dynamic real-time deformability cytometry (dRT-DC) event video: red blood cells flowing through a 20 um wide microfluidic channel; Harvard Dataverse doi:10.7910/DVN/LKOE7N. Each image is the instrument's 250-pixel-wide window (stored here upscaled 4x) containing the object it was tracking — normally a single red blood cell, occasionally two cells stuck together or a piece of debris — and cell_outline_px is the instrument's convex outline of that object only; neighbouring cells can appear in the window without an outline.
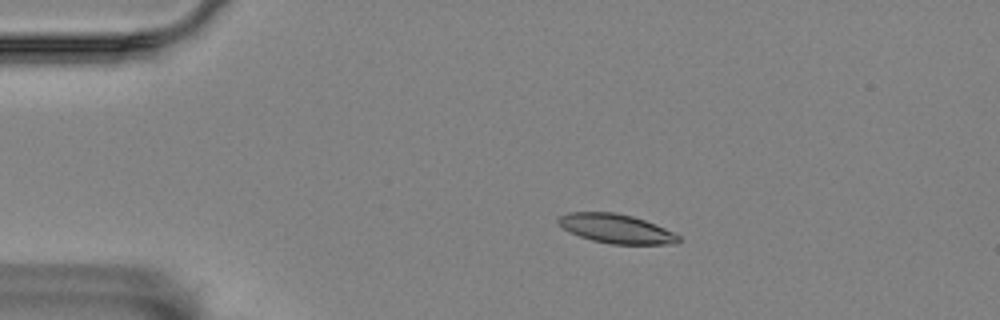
{"species": "Egyptian fruit bat (a non-hibernating species)", "species_latin": "Rousettus aegyptiacus", "temperature_condition": "room temperature", "stored_images_in_passage": 5, "camera_frame_rate_fps": 3000, "um_per_image_px": 0.085, "animal": {"sex": "female"}, "frame": {"image": 1, "passage_image": 2, "time_ms": 0.333, "image_size_px": [1000, 320], "cell_outline_px": [[680, 240], [676, 244], [612, 244], [592, 240], [568, 232], [556, 220], [560, 216], [568, 212], [612, 212], [632, 216], [644, 220], [664, 228], [680, 236]], "centroid_in_image_um": [52.36, 19.44], "position_along_channel_um": 32.6, "area_um2": 20.23}}
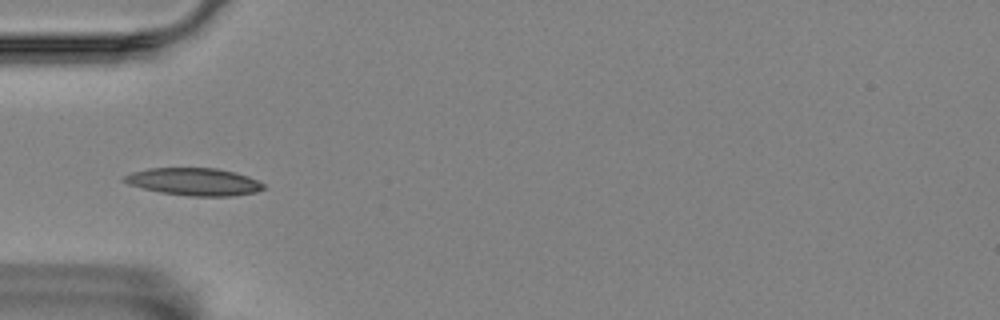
{"frame": {"image": 2, "passage_image": 4, "time_ms": 1.0, "image_size_px": [1000, 320], "cell_outline_px": [[268, 188], [256, 192], [232, 196], [188, 196], [160, 192], [128, 184], [120, 180], [124, 176], [132, 172], [148, 168], [216, 168], [236, 172], [248, 176], [264, 184]], "centroid_in_image_um": [16.51, 15.44], "position_along_channel_um": 68.5, "area_um2": 22.43}}
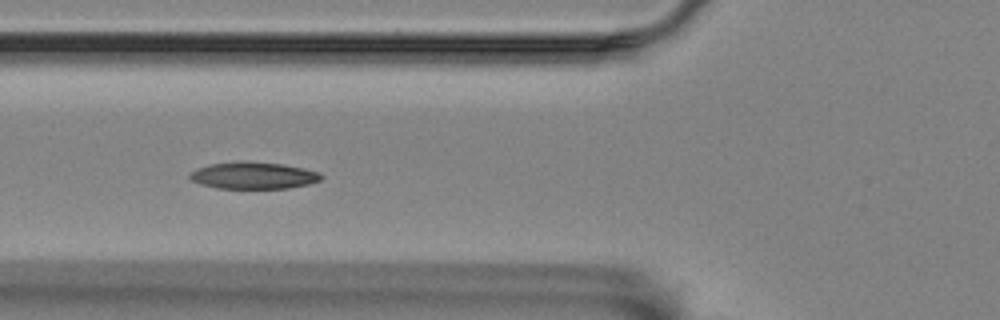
{"frame": {"image": 3, "passage_image": 5, "time_ms": 1.333, "image_size_px": [1000, 320], "cell_outline_px": [[324, 176], [320, 180], [308, 184], [288, 188], [216, 188], [200, 184], [192, 180], [188, 176], [196, 168], [212, 164], [280, 164], [304, 168], [320, 172]], "centroid_in_image_um": [21.58, 14.96], "position_along_channel_um": 104.2, "area_um2": 19.59}}